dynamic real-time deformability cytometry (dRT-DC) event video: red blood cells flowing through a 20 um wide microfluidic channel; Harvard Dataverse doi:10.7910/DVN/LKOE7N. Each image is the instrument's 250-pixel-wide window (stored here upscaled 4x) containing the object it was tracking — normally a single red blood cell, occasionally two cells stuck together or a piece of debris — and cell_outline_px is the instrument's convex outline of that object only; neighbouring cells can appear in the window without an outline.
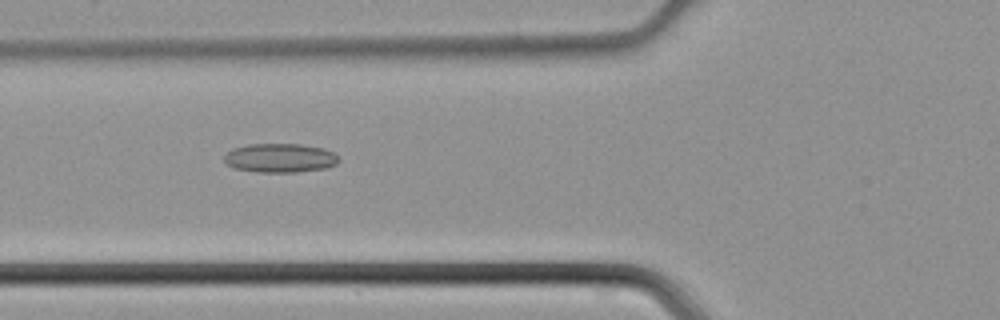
{"species": "common noctule bat (a hibernating species)", "species_latin": "Nyctalus noctula", "temperature_condition": "cold", "stored_images_in_passage": 34, "camera_frame_rate_fps": 3000, "um_per_image_px": 0.085, "animal": {"sex": "male", "body_mass_g": 21.5, "forearm_length_mm": 52.0}, "frame": {"image": 1, "passage_image": 6, "time_ms": 1.667, "image_size_px": [1000, 320], "cell_outline_px": [[340, 160], [336, 164], [328, 168], [296, 172], [256, 172], [236, 168], [228, 164], [224, 160], [224, 156], [232, 148], [248, 144], [300, 144], [324, 148], [332, 152]], "centroid_in_image_um": [23.82, 13.42], "position_along_channel_um": 102.0, "area_um2": 19.36}}
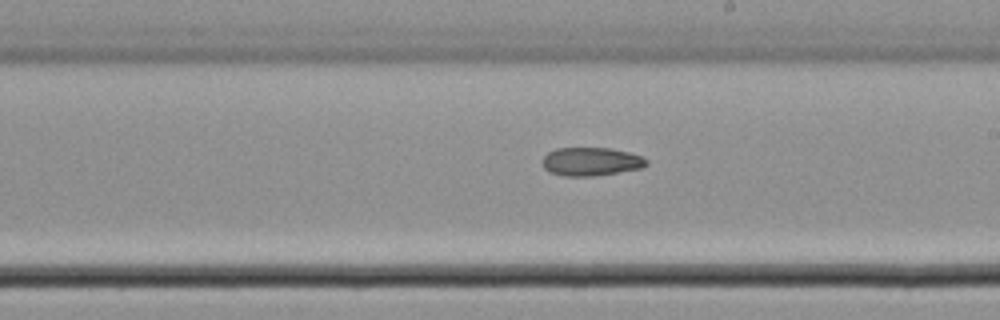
{"frame": {"image": 2, "passage_image": 15, "time_ms": 4.667, "image_size_px": [1000, 320], "cell_outline_px": [[648, 164], [640, 168], [592, 176], [564, 176], [548, 172], [544, 168], [544, 156], [548, 152], [556, 148], [612, 148], [644, 156], [648, 160]], "centroid_in_image_um": [50.25, 13.72], "position_along_channel_um": 238.8, "area_um2": 17.17}}
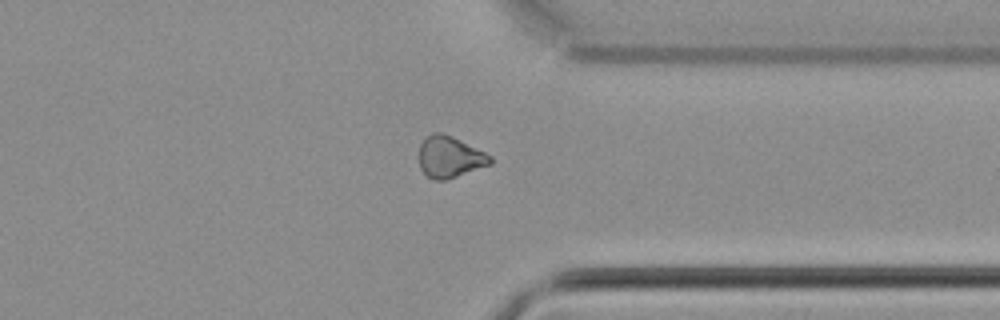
{"frame": {"image": 3, "passage_image": 24, "time_ms": 7.667, "image_size_px": [1000, 320], "cell_outline_px": [[492, 164], [444, 180], [432, 180], [420, 168], [420, 144], [424, 136], [432, 132], [444, 132], [492, 156]], "centroid_in_image_um": [38.21, 13.32], "position_along_channel_um": 373.2, "area_um2": 17.17}}